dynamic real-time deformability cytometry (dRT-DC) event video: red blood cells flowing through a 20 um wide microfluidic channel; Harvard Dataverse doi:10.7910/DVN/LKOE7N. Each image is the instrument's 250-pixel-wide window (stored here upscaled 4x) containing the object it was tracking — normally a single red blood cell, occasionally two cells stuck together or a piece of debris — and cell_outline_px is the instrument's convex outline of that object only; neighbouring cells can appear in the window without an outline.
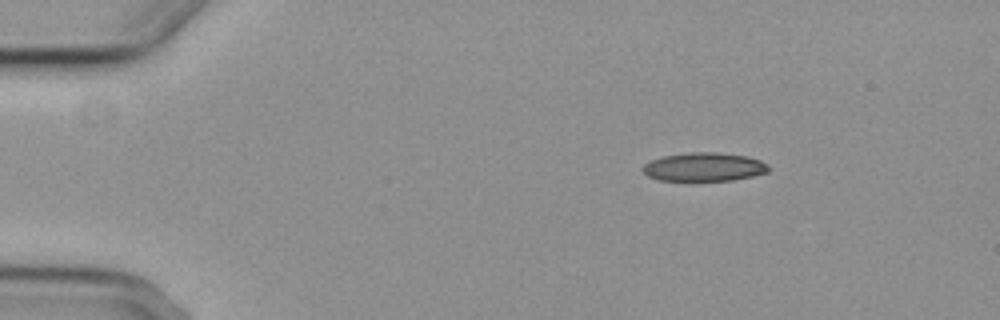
{"species": "common noctule bat (a hibernating species)", "species_latin": "Nyctalus noctula", "temperature_condition": "cold", "stored_images_in_passage": 7, "camera_frame_rate_fps": 3000, "um_per_image_px": 0.085, "animal": {"sex": "female", "body_mass_g": 29.2, "forearm_length_mm": 56.3}, "frame": {"image": 1, "passage_image": 1, "time_ms": 0.0, "image_size_px": [1000, 320], "cell_outline_px": [[768, 172], [752, 176], [732, 180], [656, 180], [648, 176], [644, 172], [644, 164], [652, 160], [664, 156], [688, 152], [716, 152], [748, 156], [760, 160], [768, 164]], "centroid_in_image_um": [59.87, 14.18], "position_along_channel_um": 25.1, "area_um2": 20.81}}
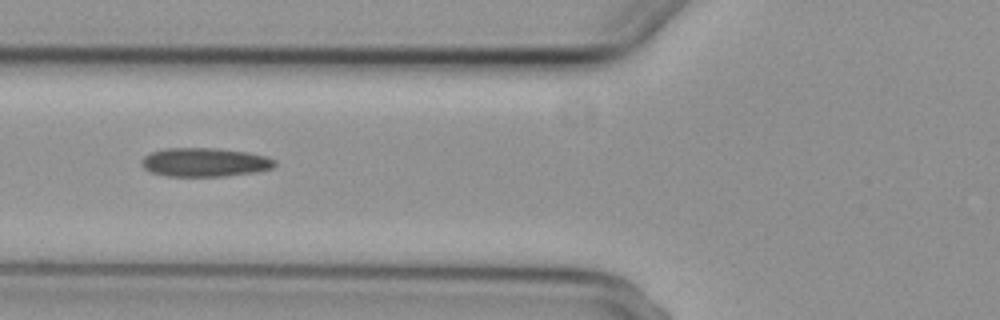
{"frame": {"image": 2, "passage_image": 4, "time_ms": 4.333, "image_size_px": [1000, 320], "cell_outline_px": [[276, 164], [272, 168], [260, 172], [224, 176], [168, 176], [152, 172], [144, 168], [144, 156], [152, 152], [164, 148], [216, 148], [248, 152], [264, 156], [276, 160]], "centroid_in_image_um": [17.47, 13.79], "position_along_channel_um": 108.3, "area_um2": 22.25}}
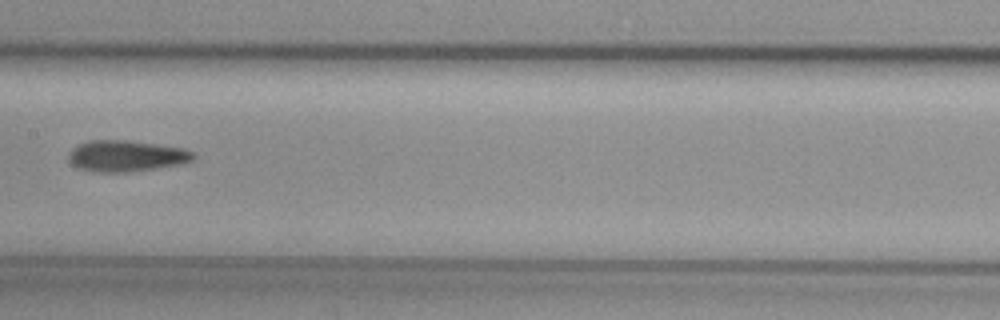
{"frame": {"image": 3, "passage_image": 6, "time_ms": 6.667, "image_size_px": [1000, 320], "cell_outline_px": [[196, 156], [192, 160], [180, 164], [156, 168], [128, 172], [100, 172], [80, 168], [72, 164], [68, 160], [68, 152], [72, 148], [88, 140], [128, 140], [184, 148], [196, 152]], "centroid_in_image_um": [10.74, 13.25], "position_along_channel_um": 196.7, "area_um2": 22.72}}